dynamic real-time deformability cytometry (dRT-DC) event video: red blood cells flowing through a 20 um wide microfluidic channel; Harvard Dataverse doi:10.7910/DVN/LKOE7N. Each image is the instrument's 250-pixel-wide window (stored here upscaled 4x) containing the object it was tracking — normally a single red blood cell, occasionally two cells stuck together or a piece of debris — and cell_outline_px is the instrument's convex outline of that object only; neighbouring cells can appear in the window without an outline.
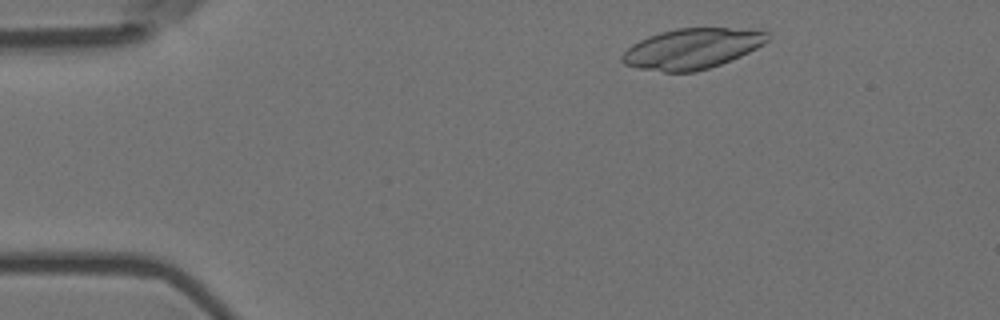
{"species": "Egyptian fruit bat (a non-hibernating species)", "species_latin": "Rousettus aegyptiacus", "temperature_condition": "room temperature", "stored_images_in_passage": 52, "camera_frame_rate_fps": 3000, "um_per_image_px": 0.085, "animal": {"sex": "female"}, "frame": {"image": 1, "passage_image": 4, "time_ms": 1.0, "image_size_px": [1000, 320], "cell_outline_px": [[768, 40], [764, 44], [740, 56], [720, 64], [696, 72], [664, 72], [636, 68], [624, 64], [620, 60], [620, 56], [632, 44], [648, 36], [660, 32], [676, 28], [752, 28], [768, 32]], "centroid_in_image_um": [58.81, 4.13], "position_along_channel_um": 26.2, "area_um2": 34.45}}